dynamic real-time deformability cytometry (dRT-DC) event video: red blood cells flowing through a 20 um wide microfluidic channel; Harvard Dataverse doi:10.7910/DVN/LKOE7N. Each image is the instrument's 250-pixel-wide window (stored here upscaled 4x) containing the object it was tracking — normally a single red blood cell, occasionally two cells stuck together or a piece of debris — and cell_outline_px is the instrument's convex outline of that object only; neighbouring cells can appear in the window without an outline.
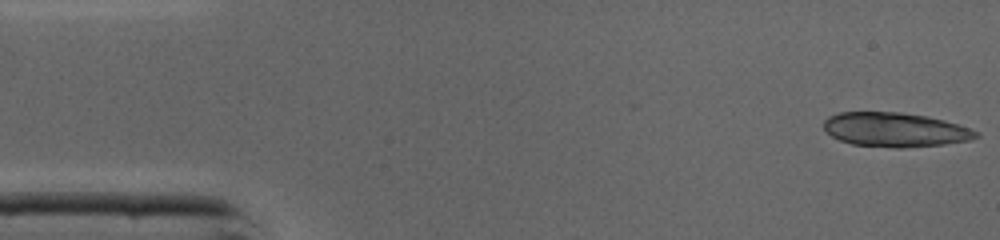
{"species": "common noctule bat (a hibernating species)", "species_latin": "Nyctalus noctula", "temperature_condition": "cold", "stored_images_in_passage": 18, "camera_frame_rate_fps": 3000, "um_per_image_px": 0.085, "animal": {"sex": "male", "body_mass_g": 19.0, "forearm_length_mm": 50.8}, "frame": {"image": 1, "passage_image": 1, "time_ms": 0.0, "image_size_px": [1000, 240], "cell_outline_px": [[980, 136], [972, 140], [944, 144], [904, 148], [892, 148], [852, 144], [840, 140], [832, 136], [824, 128], [824, 120], [828, 116], [840, 112], [900, 112], [928, 116], [944, 120], [980, 132]], "centroid_in_image_um": [76.1, 11.03], "position_along_channel_um": 8.9, "area_um2": 30.52}}